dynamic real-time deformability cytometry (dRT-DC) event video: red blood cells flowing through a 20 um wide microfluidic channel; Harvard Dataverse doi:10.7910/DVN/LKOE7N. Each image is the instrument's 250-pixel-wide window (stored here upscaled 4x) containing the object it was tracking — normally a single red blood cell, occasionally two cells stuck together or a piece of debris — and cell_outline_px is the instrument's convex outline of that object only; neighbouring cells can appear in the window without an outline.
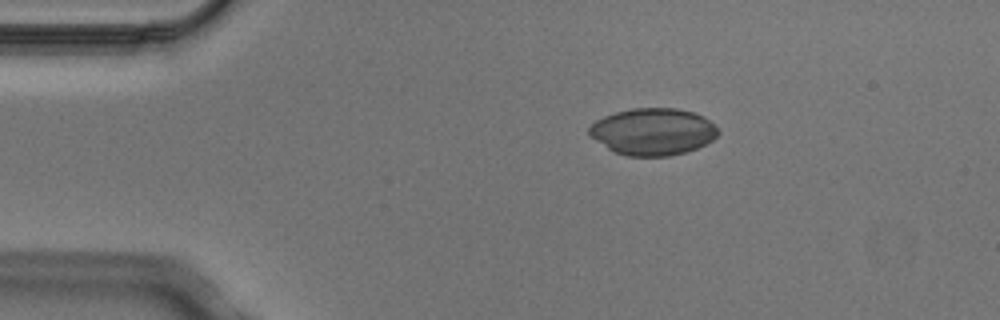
{"species": "Egyptian fruit bat (a non-hibernating species)", "species_latin": "Rousettus aegyptiacus", "temperature_condition": "cold", "stored_images_in_passage": 6, "camera_frame_rate_fps": 3000, "um_per_image_px": 0.085, "animal": {"sex": "male"}, "frame": {"image": 1, "passage_image": 1, "time_ms": 0.0, "image_size_px": [1000, 320], "cell_outline_px": [[720, 132], [712, 140], [696, 148], [684, 152], [668, 156], [628, 156], [612, 152], [588, 136], [588, 128], [596, 120], [604, 116], [616, 112], [632, 108], [676, 108], [692, 112], [704, 116], [716, 124]], "centroid_in_image_um": [55.48, 11.19], "position_along_channel_um": 29.5, "area_um2": 35.55}}
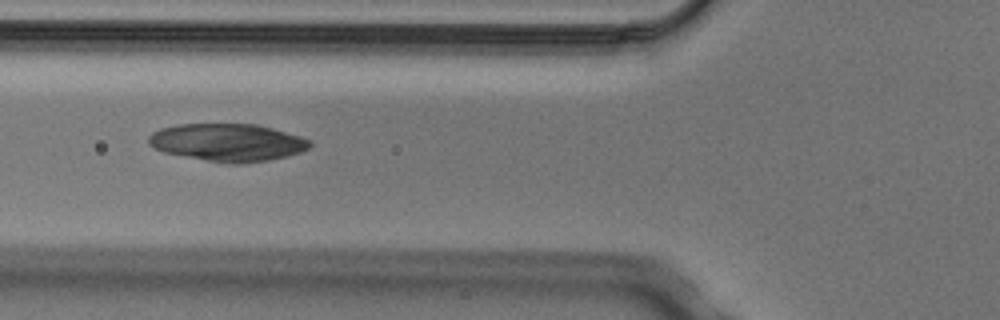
{"frame": {"image": 2, "passage_image": 4, "time_ms": 1.0, "image_size_px": [1000, 320], "cell_outline_px": [[312, 144], [308, 148], [300, 152], [288, 156], [268, 160], [244, 164], [228, 164], [164, 152], [148, 144], [148, 136], [152, 132], [160, 128], [176, 124], [256, 124], [272, 128], [300, 136], [312, 140]], "centroid_in_image_um": [19.36, 12.1], "position_along_channel_um": 106.4, "area_um2": 35.43}}
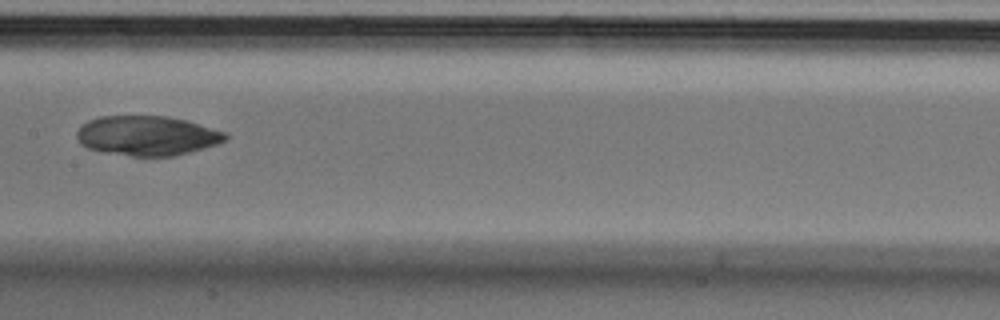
{"frame": {"image": 3, "passage_image": 6, "time_ms": 1.667, "image_size_px": [1000, 320], "cell_outline_px": [[228, 136], [224, 140], [216, 144], [204, 148], [176, 156], [132, 156], [104, 152], [88, 148], [80, 144], [76, 136], [76, 132], [88, 120], [100, 116], [168, 116], [184, 120], [228, 132]], "centroid_in_image_um": [12.5, 11.53], "position_along_channel_um": 194.9, "area_um2": 34.33}}